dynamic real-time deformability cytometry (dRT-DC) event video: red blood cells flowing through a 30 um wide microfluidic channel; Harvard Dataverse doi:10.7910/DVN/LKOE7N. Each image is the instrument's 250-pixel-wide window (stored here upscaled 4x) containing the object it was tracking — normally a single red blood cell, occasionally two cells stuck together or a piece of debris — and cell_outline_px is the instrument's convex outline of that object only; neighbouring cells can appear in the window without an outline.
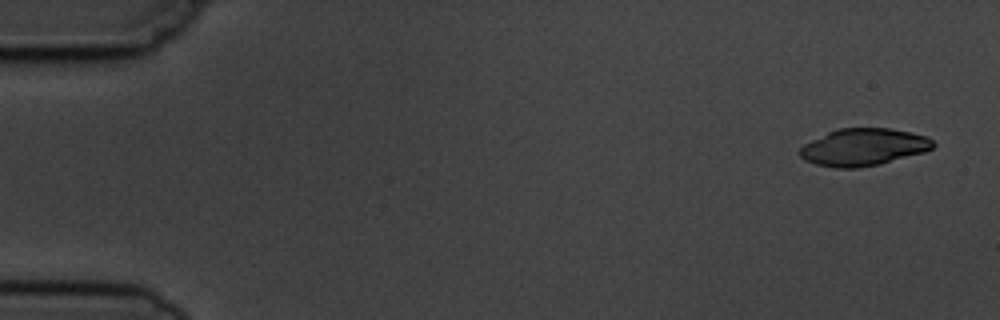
{"species": "common noctule bat (a hibernating species)", "species_latin": "Nyctalus noctula", "temperature_condition": "cold", "stored_images_in_passage": 5, "camera_frame_rate_fps": 3000, "um_per_image_px": 0.085, "animal": {"sex": "male", "body_mass_g": 19.5, "forearm_length_mm": 54.6}, "frame": {"image": 1, "passage_image": 1, "time_ms": 0.0, "image_size_px": [1000, 320], "cell_outline_px": [[936, 144], [932, 148], [924, 152], [880, 164], [856, 168], [836, 168], [816, 164], [804, 160], [800, 156], [800, 148], [804, 144], [828, 132], [840, 128], [888, 128], [928, 136]], "centroid_in_image_um": [73.4, 12.51], "position_along_channel_um": 11.6, "area_um2": 28.73}}